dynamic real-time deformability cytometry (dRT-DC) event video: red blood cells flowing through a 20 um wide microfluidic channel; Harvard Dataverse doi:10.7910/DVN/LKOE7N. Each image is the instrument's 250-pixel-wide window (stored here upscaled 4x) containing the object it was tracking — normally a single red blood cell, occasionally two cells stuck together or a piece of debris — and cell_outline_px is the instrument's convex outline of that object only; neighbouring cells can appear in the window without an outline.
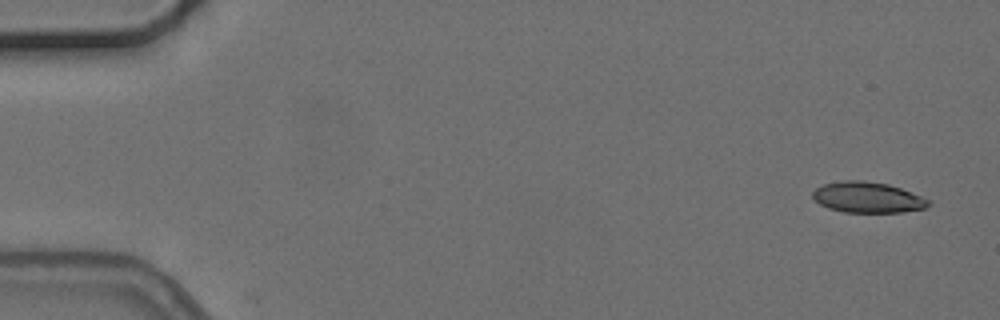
{"species": "common noctule bat (a hibernating species)", "species_latin": "Nyctalus noctula", "temperature_condition": "cold", "stored_images_in_passage": 2, "camera_frame_rate_fps": 3000, "um_per_image_px": 0.085, "animal": {"sex": "female", "body_mass_g": 24.6, "forearm_length_mm": 56.2}, "frame": {"image": 1, "passage_image": 2, "time_ms": 1.333, "image_size_px": [1000, 320], "cell_outline_px": [[932, 204], [924, 208], [900, 212], [844, 212], [828, 208], [820, 204], [812, 196], [812, 192], [816, 188], [824, 184], [844, 180], [864, 180], [888, 184], [900, 188], [932, 200]], "centroid_in_image_um": [73.76, 16.77], "position_along_channel_um": 11.2, "area_um2": 20.75}}